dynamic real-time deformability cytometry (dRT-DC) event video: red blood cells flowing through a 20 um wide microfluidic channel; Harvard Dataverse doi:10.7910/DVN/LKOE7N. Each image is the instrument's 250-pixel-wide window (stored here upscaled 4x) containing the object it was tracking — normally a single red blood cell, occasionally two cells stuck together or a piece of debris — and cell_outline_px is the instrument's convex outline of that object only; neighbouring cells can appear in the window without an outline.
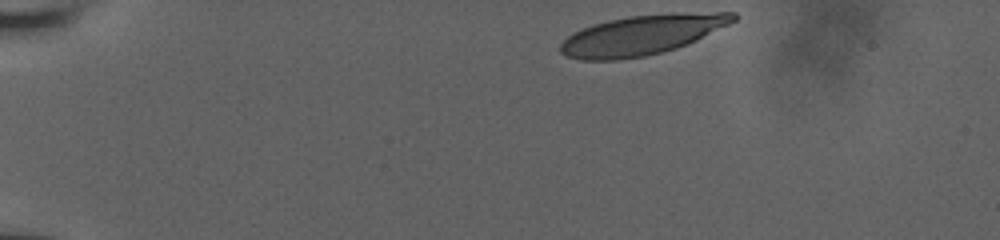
{"species": "human", "species_latin": "Homo sapiens", "temperature_condition": "room temperature", "stored_images_in_passage": 14, "camera_frame_rate_fps": 3000, "um_per_image_px": 0.085, "donor": {"sex": "male"}, "frame": {"image": 1, "passage_image": 1, "time_ms": 0.0, "image_size_px": [1000, 240], "cell_outline_px": [[736, 20], [696, 40], [676, 48], [644, 56], [620, 60], [580, 60], [568, 56], [560, 52], [560, 44], [568, 36], [584, 28], [608, 20], [628, 16], [672, 12], [736, 12]], "centroid_in_image_um": [54.58, 2.96], "position_along_channel_um": 30.4, "area_um2": 39.82}}
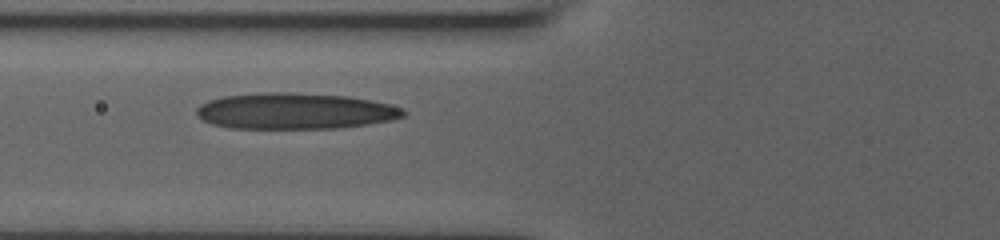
{"frame": {"image": 2, "passage_image": 11, "time_ms": 4.333, "image_size_px": [1000, 240], "cell_outline_px": [[408, 112], [404, 116], [392, 120], [368, 124], [340, 128], [232, 128], [212, 124], [196, 116], [196, 108], [200, 104], [208, 100], [224, 96], [264, 92], [292, 92], [348, 96], [388, 104], [404, 108]], "centroid_in_image_um": [25.07, 9.44], "position_along_channel_um": 100.7, "area_um2": 43.7}}
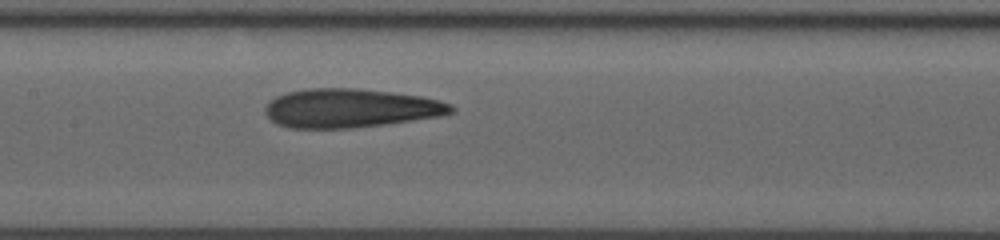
{"frame": {"image": 3, "passage_image": 14, "time_ms": 6.333, "image_size_px": [1000, 240], "cell_outline_px": [[456, 108], [452, 112], [440, 116], [384, 124], [352, 128], [292, 128], [276, 124], [264, 112], [264, 108], [268, 100], [276, 96], [288, 92], [304, 88], [356, 88], [392, 92], [420, 96], [440, 100], [452, 104]], "centroid_in_image_um": [29.76, 9.19], "position_along_channel_um": 177.6, "area_um2": 42.25}}